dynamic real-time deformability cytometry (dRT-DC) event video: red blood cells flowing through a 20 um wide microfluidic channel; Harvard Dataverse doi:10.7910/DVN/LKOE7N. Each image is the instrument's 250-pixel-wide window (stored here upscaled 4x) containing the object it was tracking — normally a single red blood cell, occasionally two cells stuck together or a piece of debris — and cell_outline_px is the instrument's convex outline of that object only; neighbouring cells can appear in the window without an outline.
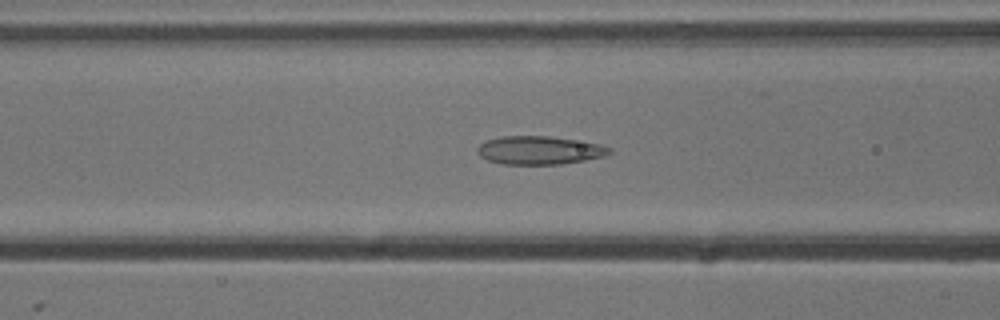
{"species": "common noctule bat (a hibernating species)", "species_latin": "Nyctalus noctula", "temperature_condition": "cold", "stored_images_in_passage": 54, "camera_frame_rate_fps": 3000, "um_per_image_px": 0.085, "animal": {"sex": "male", "body_mass_g": 13.3}, "frame": {"image": 1, "passage_image": 21, "time_ms": 6.667, "image_size_px": [1000, 320], "cell_outline_px": [[612, 152], [604, 156], [584, 160], [560, 164], [500, 164], [488, 160], [480, 156], [476, 152], [476, 148], [480, 144], [488, 140], [504, 136], [548, 136], [600, 144], [612, 148]], "centroid_in_image_um": [45.83, 12.78], "position_along_channel_um": 120.8, "area_um2": 21.68}}
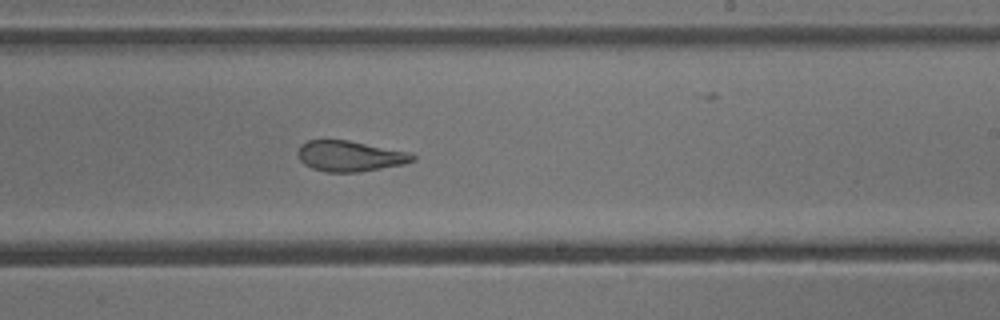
{"frame": {"image": 2, "passage_image": 32, "time_ms": 10.333, "image_size_px": [1000, 320], "cell_outline_px": [[416, 160], [404, 164], [360, 172], [324, 172], [312, 168], [304, 164], [300, 160], [296, 152], [300, 144], [308, 140], [348, 140], [412, 152], [416, 156]], "centroid_in_image_um": [29.76, 13.26], "position_along_channel_um": 259.2, "area_um2": 20.81}}
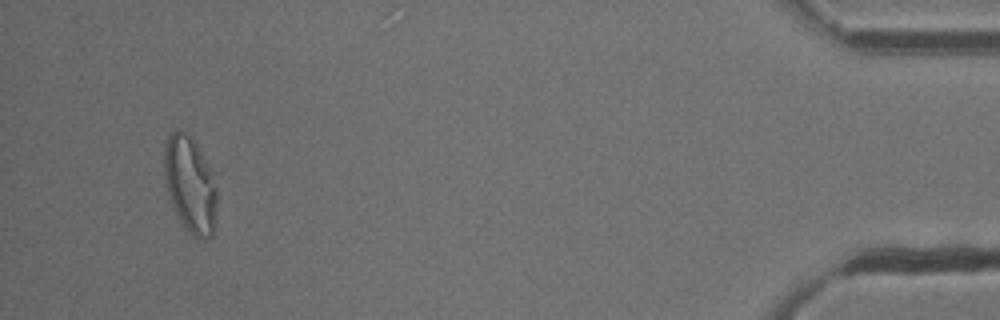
{"frame": {"image": 3, "passage_image": 51, "time_ms": 16.667, "image_size_px": [1000, 320], "cell_outline_px": [[216, 220], [212, 236], [204, 240], [196, 240], [184, 228], [172, 204], [164, 184], [164, 144], [168, 136], [176, 128], [192, 136], [208, 168], [216, 188]], "centroid_in_image_um": [16.13, 15.74], "position_along_channel_um": 419.1, "area_um2": 29.65}, "authors_computed_cell_mechanics": {"area_um2": 23.698, "velocity_mm_per_s": 3.7796, "shape_relaxation_time_tau1_ms": null, "shape_relaxation_time_tau2_ms": 2.0623, "deformation_change_tau1": null, "deformation_change_tau2": 0.0925}}